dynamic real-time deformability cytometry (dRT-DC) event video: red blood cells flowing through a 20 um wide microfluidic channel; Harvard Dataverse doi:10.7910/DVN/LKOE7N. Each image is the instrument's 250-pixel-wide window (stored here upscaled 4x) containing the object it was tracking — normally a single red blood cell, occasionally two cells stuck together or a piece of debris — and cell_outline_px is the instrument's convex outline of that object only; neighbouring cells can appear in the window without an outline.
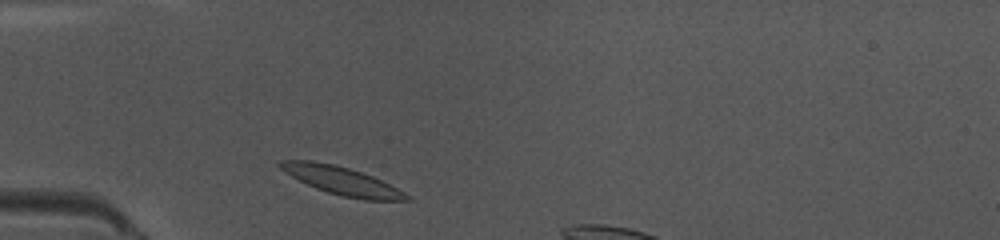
{"species": "common noctule bat (a hibernating species)", "species_latin": "Nyctalus noctula", "temperature_condition": "warm", "stored_images_in_passage": 6, "camera_frame_rate_fps": 3000, "um_per_image_px": 0.085, "animal": {"sex": "female", "body_mass_g": 10.0, "forearm_length_mm": 53.1}, "frame": {"image": 1, "passage_image": 2, "time_ms": 0.333, "image_size_px": [1000, 240], "cell_outline_px": [[412, 200], [364, 200], [344, 196], [328, 192], [316, 188], [292, 176], [280, 168], [276, 164], [280, 160], [312, 160], [336, 164], [372, 176], [412, 196]], "centroid_in_image_um": [29.04, 15.35], "position_along_channel_um": 56.0, "area_um2": 20.4}}
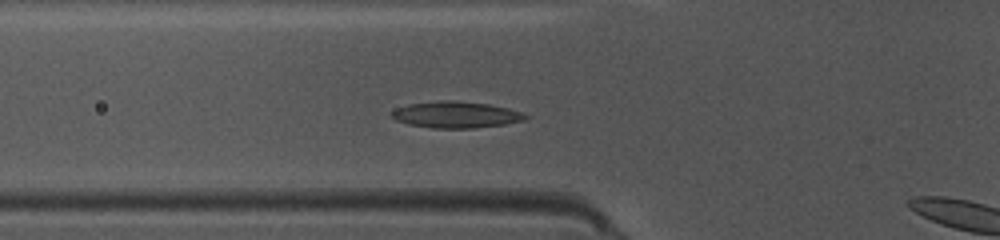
{"frame": {"image": 2, "passage_image": 5, "time_ms": 1.333, "image_size_px": [1000, 240], "cell_outline_px": [[528, 116], [524, 120], [504, 124], [472, 128], [432, 128], [408, 124], [396, 120], [388, 116], [396, 108], [408, 104], [440, 100], [456, 100], [488, 104], [508, 108], [520, 112]], "centroid_in_image_um": [38.7, 9.74], "position_along_channel_um": 87.1, "area_um2": 20.58}}